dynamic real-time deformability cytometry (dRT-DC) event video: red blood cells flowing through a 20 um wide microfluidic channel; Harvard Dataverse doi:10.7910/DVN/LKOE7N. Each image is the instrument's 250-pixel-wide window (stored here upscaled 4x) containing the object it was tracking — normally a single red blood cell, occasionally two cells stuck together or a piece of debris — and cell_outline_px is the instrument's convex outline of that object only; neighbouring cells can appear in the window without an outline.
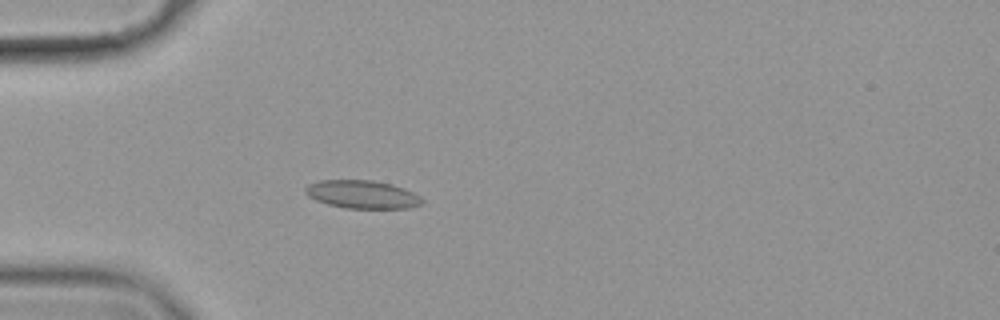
{"species": "common noctule bat (a hibernating species)", "species_latin": "Nyctalus noctula", "temperature_condition": "cold", "stored_images_in_passage": 54, "camera_frame_rate_fps": 3000, "um_per_image_px": 0.085, "animal": {"sex": "female", "body_mass_g": 19.9}, "frame": {"image": 1, "passage_image": 14, "time_ms": 4.333, "image_size_px": [1000, 320], "cell_outline_px": [[424, 200], [420, 204], [408, 208], [344, 208], [328, 204], [316, 200], [308, 196], [304, 192], [304, 188], [308, 184], [320, 180], [372, 180], [392, 184], [412, 192], [420, 196]], "centroid_in_image_um": [30.76, 16.52], "position_along_channel_um": 54.2, "area_um2": 19.07}}
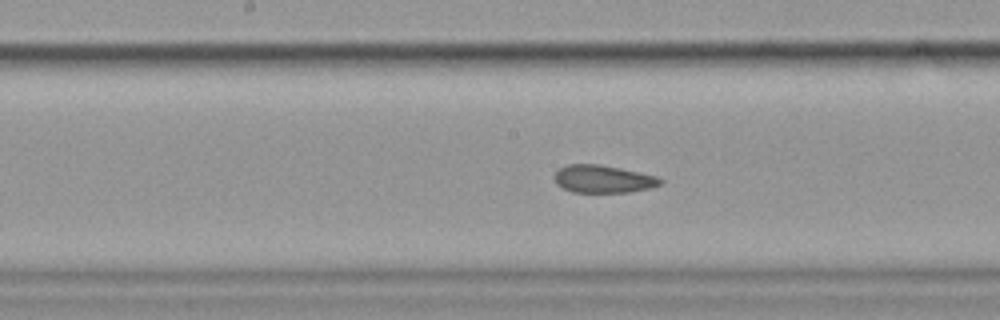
{"frame": {"image": 2, "passage_image": 27, "time_ms": 8.667, "image_size_px": [1000, 320], "cell_outline_px": [[664, 180], [660, 184], [652, 188], [628, 192], [572, 192], [556, 184], [556, 172], [560, 168], [568, 164], [600, 164], [620, 168], [656, 176]], "centroid_in_image_um": [51.29, 15.21], "position_along_channel_um": 196.9, "area_um2": 16.94}}
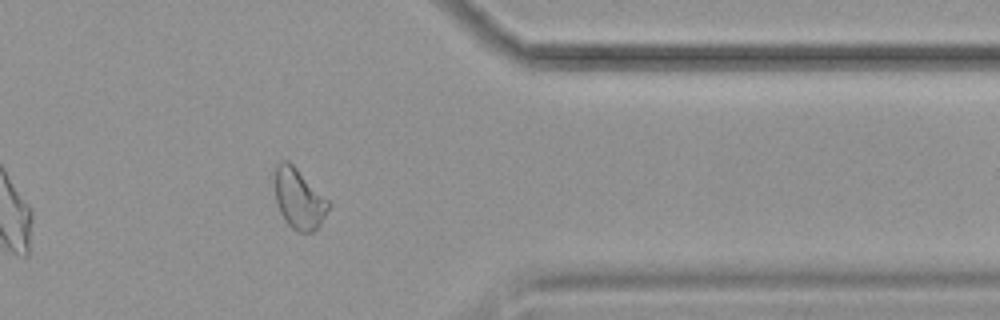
{"frame": {"image": 3, "passage_image": 44, "time_ms": 14.333, "image_size_px": [1000, 320], "cell_outline_px": [[332, 204], [320, 224], [312, 232], [300, 232], [292, 228], [288, 224], [280, 212], [276, 200], [276, 168], [280, 160], [288, 160]], "centroid_in_image_um": [25.43, 16.91], "position_along_channel_um": 386.0, "area_um2": 18.38}, "authors_computed_cell_mechanics": {"area_um2": 18.7272, "velocity_mm_per_s": 3.528, "shape_relaxation_time_tau1_ms": null, "shape_relaxation_time_tau2_ms": 2.4076, "deformation_change_tau1": null, "deformation_change_tau2": 0.0846}}